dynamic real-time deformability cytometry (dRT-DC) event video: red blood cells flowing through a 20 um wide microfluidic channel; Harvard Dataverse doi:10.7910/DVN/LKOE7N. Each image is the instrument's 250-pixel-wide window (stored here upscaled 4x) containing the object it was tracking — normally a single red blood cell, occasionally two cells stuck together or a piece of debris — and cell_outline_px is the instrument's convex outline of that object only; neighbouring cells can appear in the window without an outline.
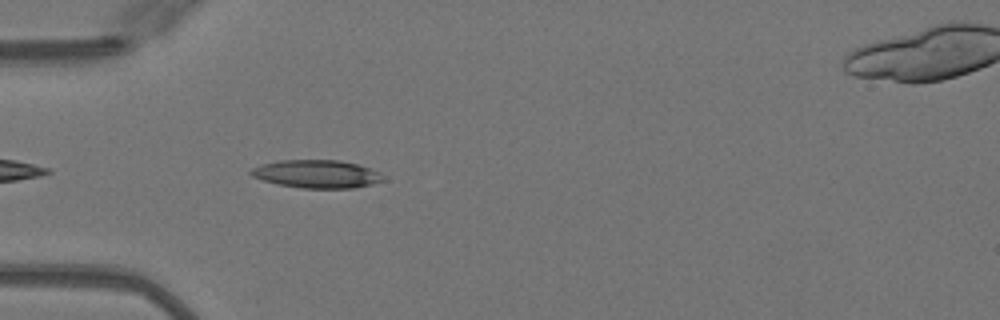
{"species": "Egyptian fruit bat (a non-hibernating species)", "species_latin": "Rousettus aegyptiacus", "temperature_condition": "warm", "stored_images_in_passage": 10, "camera_frame_rate_fps": 3000, "um_per_image_px": 0.085, "animal": {"sex": "female"}, "frame": {"image": 1, "passage_image": 3, "time_ms": 0.667, "image_size_px": [1000, 320], "cell_outline_px": [[388, 180], [372, 184], [352, 188], [300, 188], [280, 184], [264, 180], [252, 176], [248, 172], [252, 168], [260, 164], [280, 160], [340, 160], [356, 164], [380, 172]], "centroid_in_image_um": [26.95, 14.79], "position_along_channel_um": 58.1, "area_um2": 21.62}}
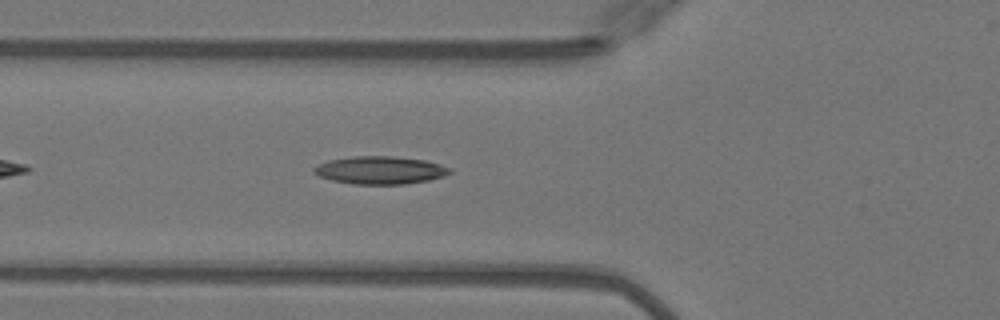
{"frame": {"image": 2, "passage_image": 6, "time_ms": 1.667, "image_size_px": [1000, 320], "cell_outline_px": [[452, 172], [444, 176], [428, 180], [404, 184], [352, 184], [332, 180], [320, 176], [312, 168], [328, 160], [352, 156], [392, 156], [424, 160], [440, 164], [452, 168]], "centroid_in_image_um": [32.34, 14.46], "position_along_channel_um": 93.5, "area_um2": 21.91}}
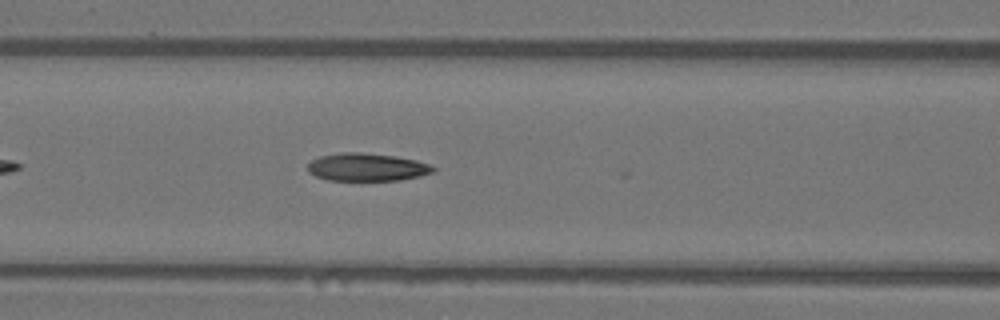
{"frame": {"image": 3, "passage_image": 9, "time_ms": 2.667, "image_size_px": [1000, 320], "cell_outline_px": [[436, 168], [432, 172], [420, 176], [400, 180], [328, 180], [316, 176], [308, 172], [308, 164], [312, 160], [320, 156], [340, 152], [360, 152], [396, 156], [416, 160], [432, 164]], "centroid_in_image_um": [31.2, 14.2], "position_along_channel_um": 135.4, "area_um2": 20.4}}